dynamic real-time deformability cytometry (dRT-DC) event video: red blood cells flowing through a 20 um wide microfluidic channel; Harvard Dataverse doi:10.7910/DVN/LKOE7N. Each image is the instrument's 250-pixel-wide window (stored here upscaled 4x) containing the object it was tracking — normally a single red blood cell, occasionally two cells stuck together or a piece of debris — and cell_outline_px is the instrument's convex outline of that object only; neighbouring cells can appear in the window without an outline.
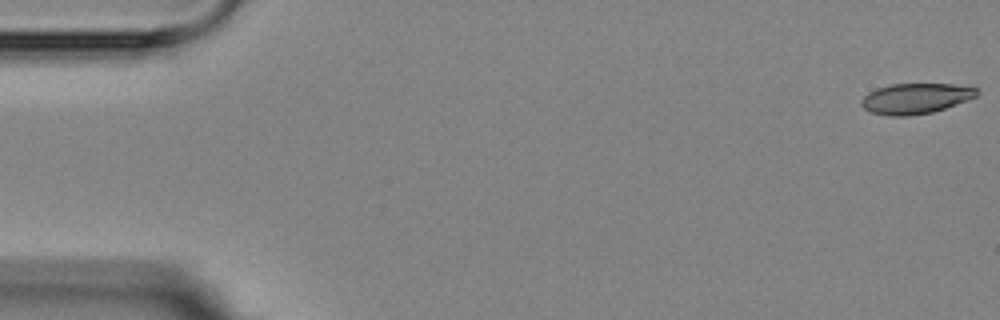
{"species": "Egyptian fruit bat (a non-hibernating species)", "species_latin": "Rousettus aegyptiacus", "temperature_condition": "room temperature", "stored_images_in_passage": 18, "segment_of_instrument_passage": [1, 2], "camera_frame_rate_fps": 3000, "um_per_image_px": 0.085, "animal": {"sex": "female"}, "frame": {"image": 1, "passage_image": 1, "time_ms": 0.0, "image_size_px": [1000, 320], "cell_outline_px": [[980, 92], [976, 96], [956, 104], [932, 112], [908, 116], [888, 116], [872, 112], [864, 108], [860, 104], [860, 100], [868, 92], [876, 88], [892, 84], [952, 84], [976, 88]], "centroid_in_image_um": [77.78, 8.37], "position_along_channel_um": 7.2, "area_um2": 20.4}}
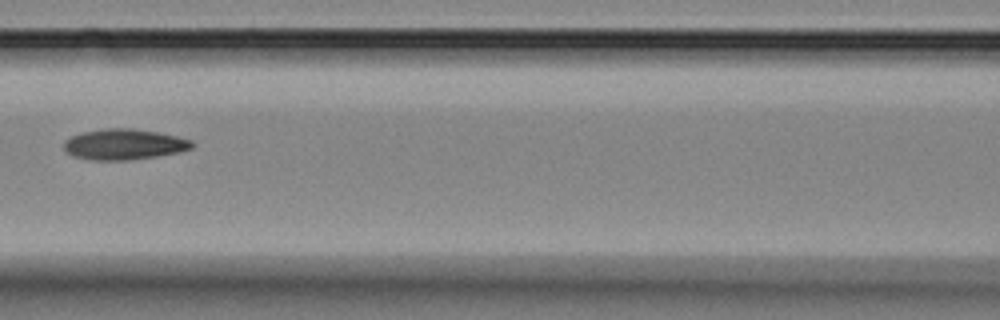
{"frame": {"image": 2, "passage_image": 8, "time_ms": 8.0, "image_size_px": [1000, 320], "cell_outline_px": [[196, 144], [192, 148], [180, 152], [156, 156], [128, 160], [92, 160], [72, 156], [64, 148], [64, 140], [80, 132], [104, 128], [132, 128], [160, 132], [192, 140]], "centroid_in_image_um": [10.56, 12.26], "position_along_channel_um": 156.0, "area_um2": 23.12}}
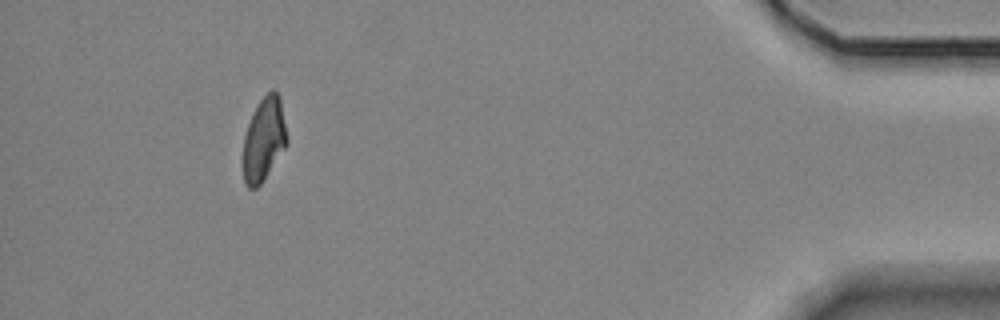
{"frame": {"image": 3, "passage_image": 16, "time_ms": 17.0, "image_size_px": [1000, 320], "cell_outline_px": [[288, 144], [264, 180], [256, 188], [248, 188], [244, 184], [244, 136], [252, 112], [260, 100], [272, 88], [280, 96], [288, 136]], "centroid_in_image_um": [22.46, 11.83], "position_along_channel_um": 412.7, "area_um2": 21.5}}